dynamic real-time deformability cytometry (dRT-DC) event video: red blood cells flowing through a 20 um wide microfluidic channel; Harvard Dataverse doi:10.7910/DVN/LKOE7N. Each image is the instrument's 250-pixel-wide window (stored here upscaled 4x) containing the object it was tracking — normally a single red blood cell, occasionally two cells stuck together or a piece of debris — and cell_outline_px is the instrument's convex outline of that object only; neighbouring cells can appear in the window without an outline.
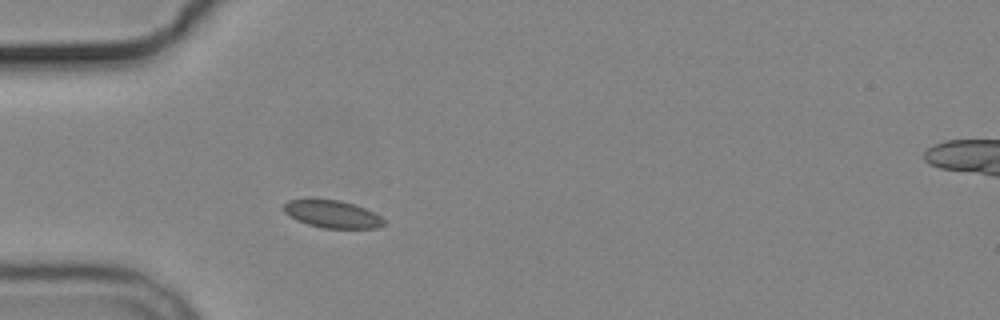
{"species": "common noctule bat (a hibernating species)", "species_latin": "Nyctalus noctula", "temperature_condition": "cold", "stored_images_in_passage": 1, "camera_frame_rate_fps": 3000, "um_per_image_px": 0.085, "animal": {"sex": "male", "body_mass_g": 19.2, "forearm_length_mm": 51.8}, "frame": {"image": 1, "passage_image": 1, "time_ms": 0.0, "image_size_px": [1000, 320], "cell_outline_px": [[384, 224], [376, 228], [324, 228], [308, 224], [296, 220], [284, 212], [284, 204], [288, 200], [312, 196], [340, 200], [376, 212], [384, 220]], "centroid_in_image_um": [28.19, 18.15], "position_along_channel_um": 56.8, "area_um2": 16.53}}